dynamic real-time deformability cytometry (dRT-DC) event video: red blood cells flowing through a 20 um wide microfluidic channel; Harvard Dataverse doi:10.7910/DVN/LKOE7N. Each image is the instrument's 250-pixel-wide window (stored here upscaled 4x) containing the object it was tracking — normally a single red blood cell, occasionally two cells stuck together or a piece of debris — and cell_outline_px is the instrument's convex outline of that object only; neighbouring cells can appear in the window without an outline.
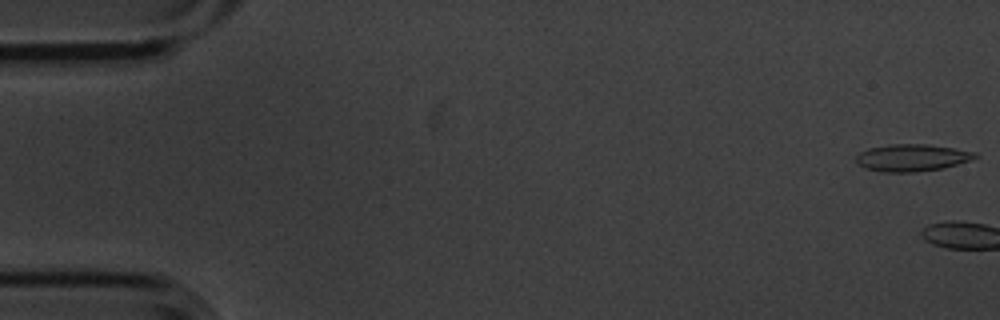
{"species": "common noctule bat (a hibernating species)", "species_latin": "Nyctalus noctula", "temperature_condition": "cold", "stored_images_in_passage": 6, "camera_frame_rate_fps": 3000, "um_per_image_px": 0.085, "animal": {"sex": "male", "body_mass_g": 20.1, "forearm_length_mm": 53.5}, "frame": {"image": 1, "passage_image": 1, "time_ms": 0.0, "image_size_px": [1000, 320], "cell_outline_px": [[980, 156], [972, 160], [944, 168], [916, 172], [884, 172], [864, 168], [856, 164], [856, 156], [860, 152], [868, 148], [888, 144], [928, 144], [976, 152]], "centroid_in_image_um": [77.51, 13.41], "position_along_channel_um": 7.5, "area_um2": 19.02}}